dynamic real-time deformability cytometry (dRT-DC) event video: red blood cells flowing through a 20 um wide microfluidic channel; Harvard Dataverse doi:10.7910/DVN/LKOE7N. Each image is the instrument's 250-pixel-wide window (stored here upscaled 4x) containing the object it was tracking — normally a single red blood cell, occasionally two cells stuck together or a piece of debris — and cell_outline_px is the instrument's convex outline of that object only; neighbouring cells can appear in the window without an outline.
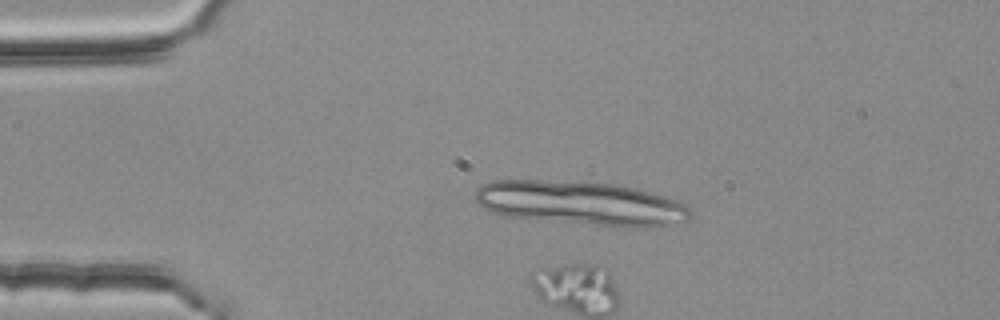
{"species": "common noctule bat (a hibernating species)", "species_latin": "Nyctalus noctula", "temperature_condition": "room temperature", "stored_images_in_passage": 2, "camera_frame_rate_fps": 3000, "um_per_image_px": 0.085, "animal": {"sex": "female", "body_mass_g": 25.1}, "frame": {"image": 1, "passage_image": 1, "time_ms": 0.0, "image_size_px": [1000, 320], "cell_outline_px": [[692, 220], [644, 228], [636, 228], [504, 216], [480, 208], [476, 200], [476, 188], [480, 184], [492, 180], [540, 180], [612, 184], [636, 188], [652, 192], [688, 204], [692, 212]], "centroid_in_image_um": [49.38, 17.27], "position_along_channel_um": 35.6, "area_um2": 55.26}}